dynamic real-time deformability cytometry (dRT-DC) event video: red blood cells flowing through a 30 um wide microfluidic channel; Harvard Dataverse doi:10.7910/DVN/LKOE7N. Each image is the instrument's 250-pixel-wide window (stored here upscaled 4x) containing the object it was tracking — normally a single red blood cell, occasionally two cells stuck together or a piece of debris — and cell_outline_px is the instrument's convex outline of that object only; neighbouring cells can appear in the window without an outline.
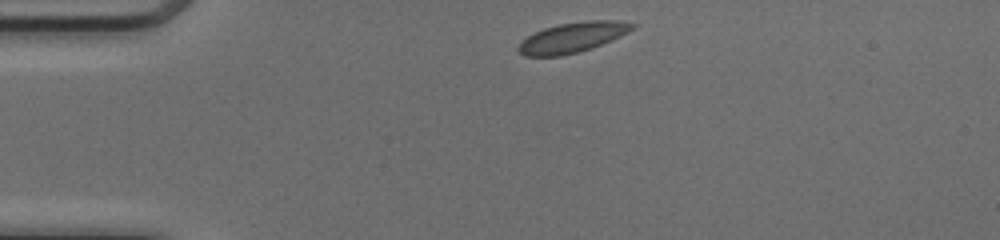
{"species": "common noctule bat (a hibernating species)", "species_latin": "Nyctalus noctula", "temperature_condition": "cold", "stored_images_in_passage": 40, "camera_frame_rate_fps": 3000, "um_per_image_px": 0.085, "animal": {"sex": "female", "body_mass_g": 17.0, "forearm_length_mm": 48.0}, "frame": {"image": 1, "passage_image": 1, "time_ms": 0.0, "image_size_px": [1000, 240], "cell_outline_px": [[636, 24], [632, 28], [620, 36], [592, 48], [560, 56], [524, 56], [516, 48], [520, 40], [544, 28], [560, 24], [588, 20], [616, 20]], "centroid_in_image_um": [48.61, 3.18], "position_along_channel_um": 36.4, "area_um2": 19.77}}
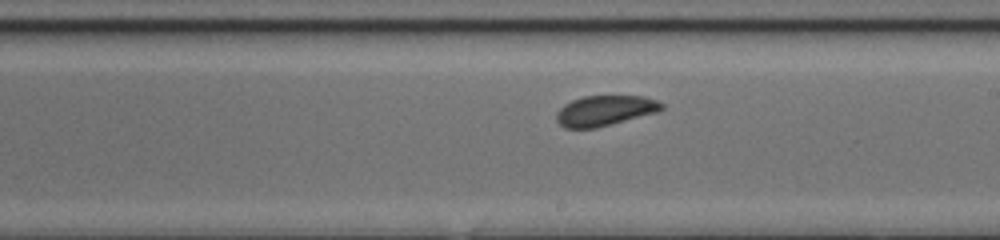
{"frame": {"image": 2, "passage_image": 19, "time_ms": 6.0, "image_size_px": [1000, 240], "cell_outline_px": [[664, 108], [656, 112], [612, 124], [596, 128], [564, 128], [556, 120], [556, 112], [564, 104], [572, 100], [584, 96], [644, 96], [656, 100], [664, 104]], "centroid_in_image_um": [51.4, 9.4], "position_along_channel_um": 237.6, "area_um2": 18.55}}
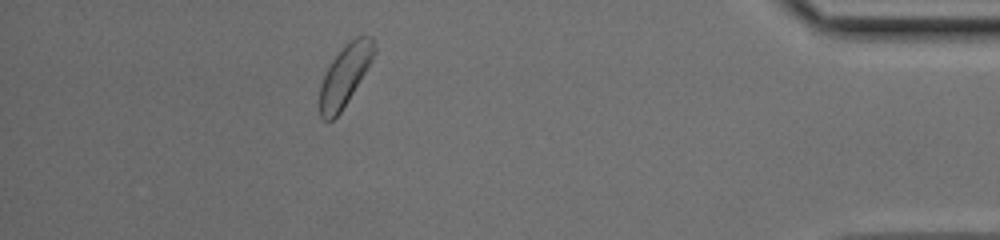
{"frame": {"image": 3, "passage_image": 35, "time_ms": 11.333, "image_size_px": [1000, 240], "cell_outline_px": [[376, 52], [372, 60], [348, 100], [340, 112], [332, 120], [324, 120], [320, 116], [320, 84], [332, 60], [356, 36], [372, 36], [376, 48]], "centroid_in_image_um": [29.33, 6.41], "position_along_channel_um": 405.9, "area_um2": 18.73}, "authors_computed_cell_mechanics": {"area_um2": 19.074, "velocity_mm_per_s": 4.0753, "shape_relaxation_time_tau1_ms": 1.9904, "shape_relaxation_time_tau2_ms": null, "deformation_change_tau1": 0.0625, "deformation_change_tau2": null}}